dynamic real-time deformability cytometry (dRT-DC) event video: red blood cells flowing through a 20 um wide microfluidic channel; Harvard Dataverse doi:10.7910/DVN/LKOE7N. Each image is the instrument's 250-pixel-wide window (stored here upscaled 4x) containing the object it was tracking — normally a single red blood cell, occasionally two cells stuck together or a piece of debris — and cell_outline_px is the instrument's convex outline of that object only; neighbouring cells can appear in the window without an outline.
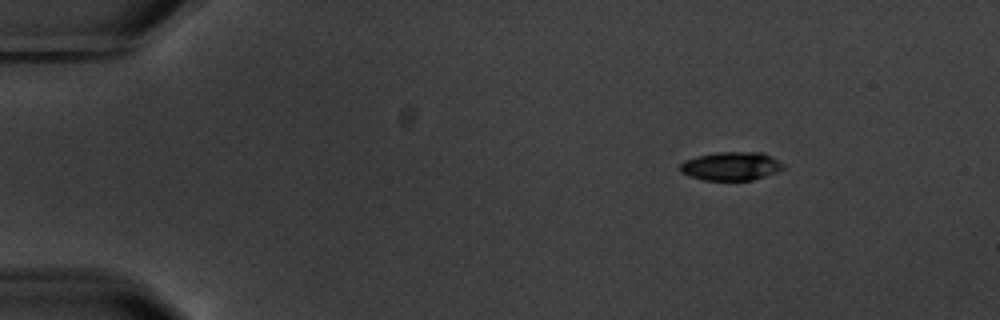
{"species": "common noctule bat (a hibernating species)", "species_latin": "Nyctalus noctula", "temperature_condition": "warm", "stored_images_in_passage": 5, "camera_frame_rate_fps": 3000, "um_per_image_px": 0.085, "animal": {"sex": "male", "body_mass_g": 20.1, "forearm_length_mm": 53.5}, "frame": {"image": 1, "passage_image": 2, "time_ms": 1.333, "image_size_px": [1000, 320], "cell_outline_px": [[784, 168], [776, 172], [752, 180], [704, 180], [688, 176], [680, 172], [680, 164], [684, 160], [696, 156], [716, 152], [764, 152], [784, 164]], "centroid_in_image_um": [62.12, 14.11], "position_along_channel_um": 22.9, "area_um2": 17.22}}
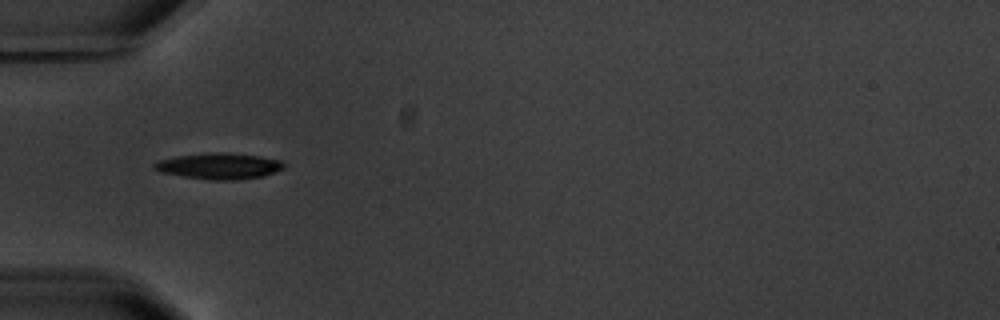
{"frame": {"image": 2, "passage_image": 5, "time_ms": 5.0, "image_size_px": [1000, 320], "cell_outline_px": [[288, 164], [284, 168], [276, 172], [264, 176], [240, 180], [212, 180], [184, 176], [160, 172], [152, 168], [152, 164], [156, 160], [176, 156], [212, 152], [228, 152], [260, 156], [280, 160]], "centroid_in_image_um": [18.65, 14.11], "position_along_channel_um": 66.4, "area_um2": 20.06}}